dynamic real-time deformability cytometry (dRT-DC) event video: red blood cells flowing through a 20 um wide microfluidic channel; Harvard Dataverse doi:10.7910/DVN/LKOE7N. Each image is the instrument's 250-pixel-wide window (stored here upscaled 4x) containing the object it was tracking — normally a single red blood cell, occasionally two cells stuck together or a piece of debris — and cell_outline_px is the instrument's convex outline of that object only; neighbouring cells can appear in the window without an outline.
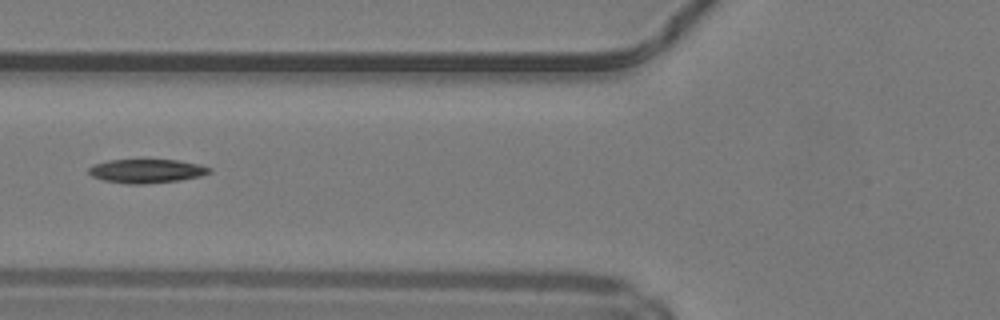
{"species": "common noctule bat (a hibernating species)", "species_latin": "Nyctalus noctula", "temperature_condition": "warm", "stored_images_in_passage": 49, "segment_of_instrument_passage": [2, 2], "camera_frame_rate_fps": 3000, "um_per_image_px": 0.085, "animal": {"sex": "male", "body_mass_g": 19.2, "forearm_length_mm": 51.8}, "frame": {"image": 1, "passage_image": 20, "time_ms": 6.333, "image_size_px": [1000, 320], "cell_outline_px": [[212, 172], [200, 176], [180, 180], [144, 184], [128, 184], [104, 180], [92, 176], [88, 172], [88, 168], [92, 164], [108, 160], [176, 160], [200, 164], [212, 168]], "centroid_in_image_um": [12.46, 14.53], "position_along_channel_um": 113.3, "area_um2": 16.82}}
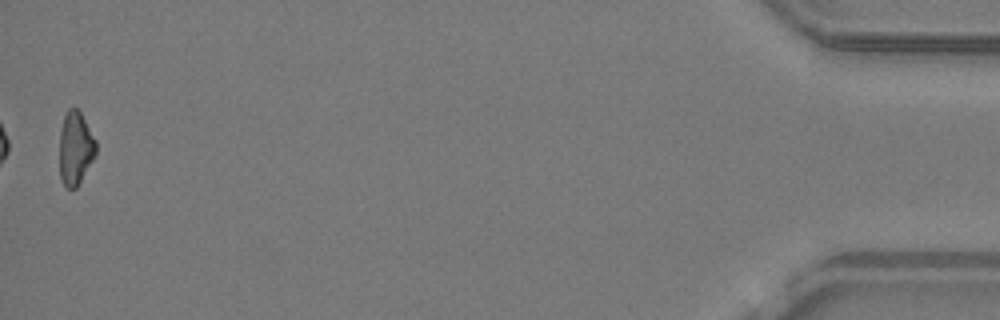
{"frame": {"image": 2, "passage_image": 49, "time_ms": 16.0, "image_size_px": [1000, 320], "cell_outline_px": [[96, 156], [76, 188], [64, 188], [60, 180], [60, 132], [64, 116], [68, 108], [76, 108], [80, 112], [96, 140]], "centroid_in_image_um": [6.41, 12.63], "position_along_channel_um": 428.8, "area_um2": 15.66}}